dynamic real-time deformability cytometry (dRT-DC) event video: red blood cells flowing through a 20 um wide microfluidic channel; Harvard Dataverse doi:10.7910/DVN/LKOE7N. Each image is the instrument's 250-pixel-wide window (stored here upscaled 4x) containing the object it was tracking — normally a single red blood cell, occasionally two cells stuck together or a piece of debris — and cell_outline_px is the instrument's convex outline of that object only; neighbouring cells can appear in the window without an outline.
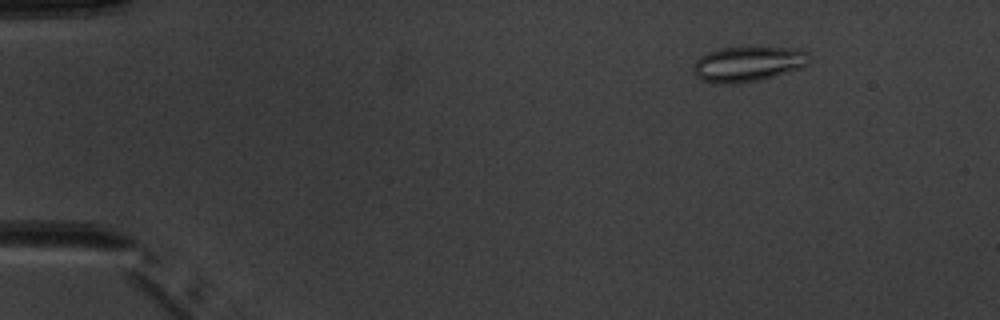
{"species": "common noctule bat (a hibernating species)", "species_latin": "Nyctalus noctula", "temperature_condition": "warm", "stored_images_in_passage": 4, "camera_frame_rate_fps": 3000, "um_per_image_px": 0.085, "animal": {"sex": "male", "body_mass_g": 20.1, "forearm_length_mm": 53.5}, "frame": {"image": 1, "passage_image": 2, "time_ms": 1.333, "image_size_px": [1000, 320], "cell_outline_px": [[812, 60], [808, 64], [800, 68], [760, 80], [732, 84], [720, 84], [700, 80], [696, 76], [692, 68], [696, 60], [700, 56], [708, 52], [720, 48], [800, 48], [812, 52]], "centroid_in_image_um": [63.62, 5.44], "position_along_channel_um": 21.4, "area_um2": 23.99}}
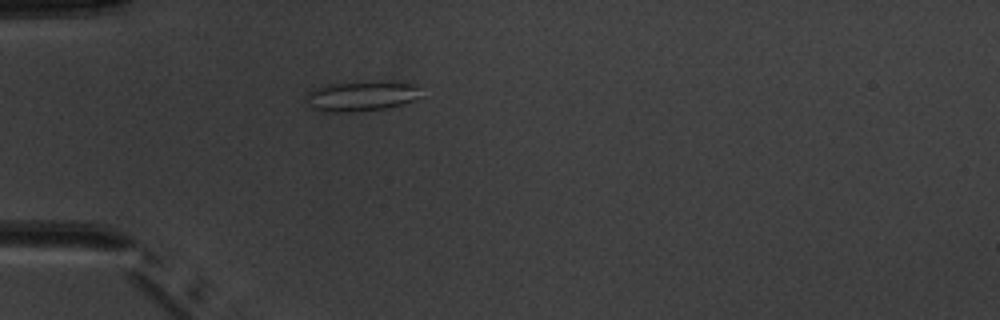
{"frame": {"image": 2, "passage_image": 4, "time_ms": 4.333, "image_size_px": [1000, 320], "cell_outline_px": [[424, 96], [416, 100], [404, 104], [388, 108], [348, 112], [320, 112], [312, 108], [308, 104], [308, 92], [324, 84], [368, 80], [384, 80], [412, 84], [420, 88]], "centroid_in_image_um": [30.78, 8.14], "position_along_channel_um": 54.2, "area_um2": 20.92}}